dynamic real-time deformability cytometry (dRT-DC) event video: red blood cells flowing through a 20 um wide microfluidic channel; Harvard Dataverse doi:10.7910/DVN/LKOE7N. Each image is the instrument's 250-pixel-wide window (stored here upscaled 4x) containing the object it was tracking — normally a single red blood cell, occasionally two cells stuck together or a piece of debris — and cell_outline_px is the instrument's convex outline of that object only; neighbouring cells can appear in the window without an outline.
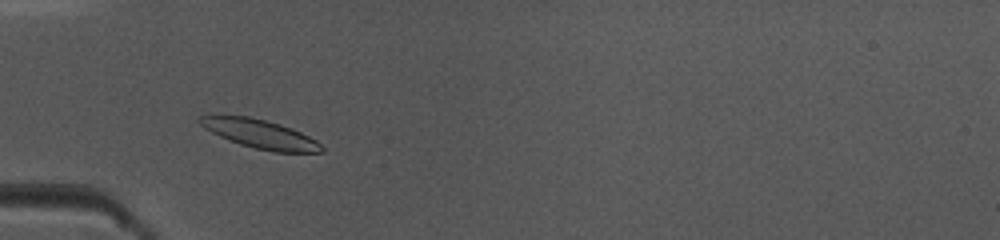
{"species": "common noctule bat (a hibernating species)", "species_latin": "Nyctalus noctula", "temperature_condition": "warm", "stored_images_in_passage": 16, "camera_frame_rate_fps": 3000, "um_per_image_px": 0.085, "animal": {"sex": "female", "body_mass_g": 10.0, "forearm_length_mm": 53.1}, "frame": {"image": 1, "passage_image": 5, "time_ms": 1.333, "image_size_px": [1000, 240], "cell_outline_px": [[324, 152], [272, 152], [240, 144], [228, 140], [204, 128], [196, 120], [200, 116], [248, 116], [280, 124], [292, 128], [316, 140], [324, 148]], "centroid_in_image_um": [22.12, 11.39], "position_along_channel_um": 62.9, "area_um2": 20.17}}
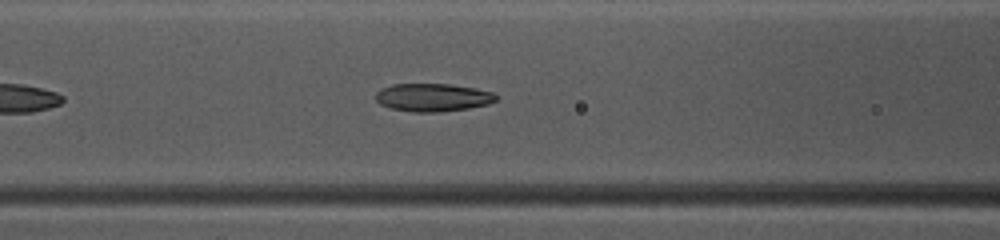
{"frame": {"image": 2, "passage_image": 10, "time_ms": 3.0, "image_size_px": [1000, 240], "cell_outline_px": [[496, 100], [488, 104], [468, 108], [440, 112], [412, 112], [392, 108], [380, 104], [376, 100], [376, 92], [392, 84], [448, 84], [476, 88], [492, 92], [496, 96]], "centroid_in_image_um": [36.79, 8.28], "position_along_channel_um": 129.8, "area_um2": 19.48}}
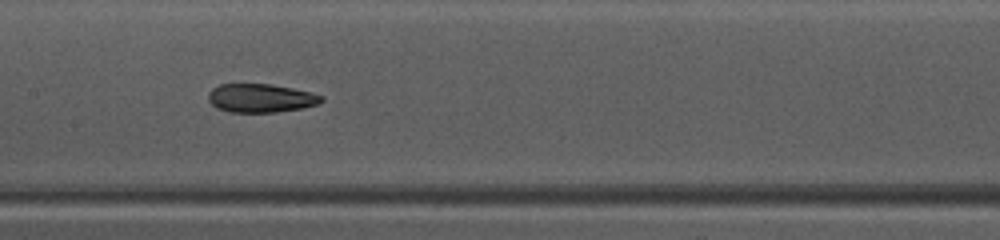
{"frame": {"image": 3, "passage_image": 14, "time_ms": 4.333, "image_size_px": [1000, 240], "cell_outline_px": [[324, 100], [320, 104], [300, 108], [276, 112], [228, 112], [216, 108], [208, 100], [208, 92], [212, 88], [220, 84], [272, 84], [312, 92], [324, 96]], "centroid_in_image_um": [22.17, 8.33], "position_along_channel_um": 185.2, "area_um2": 19.02}}